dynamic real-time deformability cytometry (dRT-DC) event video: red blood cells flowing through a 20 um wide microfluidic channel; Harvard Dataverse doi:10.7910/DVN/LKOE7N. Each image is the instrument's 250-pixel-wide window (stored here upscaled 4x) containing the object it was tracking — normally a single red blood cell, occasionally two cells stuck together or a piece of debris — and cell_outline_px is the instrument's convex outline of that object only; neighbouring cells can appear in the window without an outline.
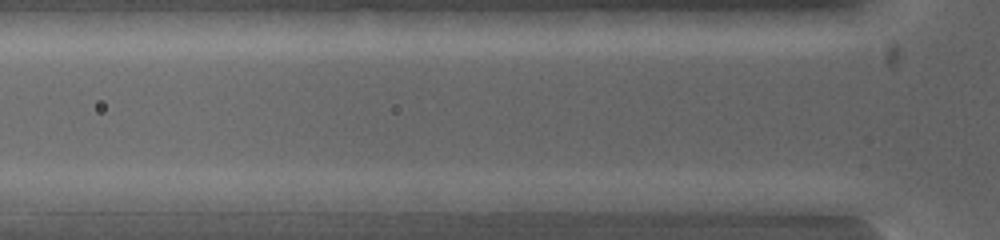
{"species": "common noctule bat (a hibernating species)", "species_latin": "Nyctalus noctula", "temperature_condition": "warm", "stored_images_in_passage": 4, "camera_frame_rate_fps": 5000, "um_per_image_px": 0.085, "animal": {"sex": "female", "body_mass_g": 19.0, "forearm_length_mm": 53.3}, "frame": {"image": 1, "passage_image": 2, "time_ms": 0.4, "image_size_px": [1000, 240], "cell_outline_px": [[584, 200], [564, 212], [496, 212], [496, 200], [520, 192], [580, 192]], "centroid_in_image_um": [45.81, 17.18], "position_along_channel_um": 80.0, "area_um2": 11.04}}